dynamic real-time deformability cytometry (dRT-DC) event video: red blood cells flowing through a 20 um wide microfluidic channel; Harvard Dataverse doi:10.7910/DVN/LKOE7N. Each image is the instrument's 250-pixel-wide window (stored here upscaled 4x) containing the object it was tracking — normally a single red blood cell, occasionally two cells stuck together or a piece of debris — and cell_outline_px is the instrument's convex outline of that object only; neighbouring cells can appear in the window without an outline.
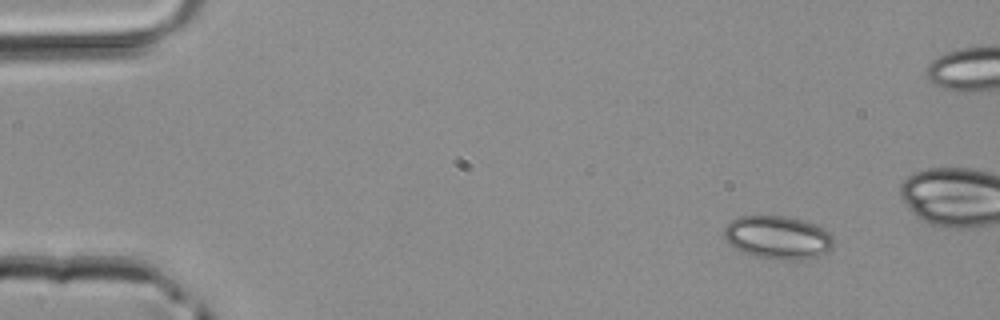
{"species": "common noctule bat (a hibernating species)", "species_latin": "Nyctalus noctula", "temperature_condition": "room temperature", "stored_images_in_passage": 4, "camera_frame_rate_fps": 3000, "um_per_image_px": 0.085, "animal": {"sex": "male", "body_mass_g": 20.4}, "frame": {"image": 1, "passage_image": 1, "time_ms": 0.0, "image_size_px": [1000, 320], "cell_outline_px": [[832, 248], [828, 252], [816, 256], [792, 260], [788, 260], [756, 256], [732, 248], [728, 244], [724, 236], [724, 228], [732, 220], [740, 216], [784, 216], [804, 220], [816, 224], [828, 232], [832, 240]], "centroid_in_image_um": [66.08, 20.17], "position_along_channel_um": 18.9, "area_um2": 27.34}}